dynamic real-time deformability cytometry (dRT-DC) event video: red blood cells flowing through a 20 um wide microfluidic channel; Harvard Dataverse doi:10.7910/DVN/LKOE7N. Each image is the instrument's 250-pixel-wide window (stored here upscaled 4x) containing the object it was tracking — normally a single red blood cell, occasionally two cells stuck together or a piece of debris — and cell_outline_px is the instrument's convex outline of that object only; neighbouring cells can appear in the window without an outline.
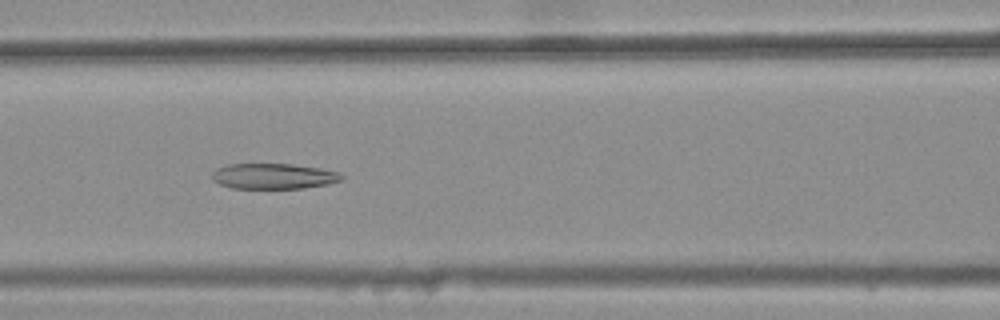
{"species": "common noctule bat (a hibernating species)", "species_latin": "Nyctalus noctula", "temperature_condition": "warm", "stored_images_in_passage": 43, "camera_frame_rate_fps": 3000, "um_per_image_px": 0.085, "animal": {"sex": "female", "body_mass_g": 25.1}, "frame": {"image": 1, "passage_image": 21, "time_ms": 6.667, "image_size_px": [1000, 320], "cell_outline_px": [[344, 180], [328, 184], [304, 188], [232, 188], [220, 184], [212, 180], [212, 172], [216, 168], [228, 164], [292, 164], [320, 168], [340, 172], [344, 176]], "centroid_in_image_um": [23.28, 14.97], "position_along_channel_um": 143.3, "area_um2": 19.42}}
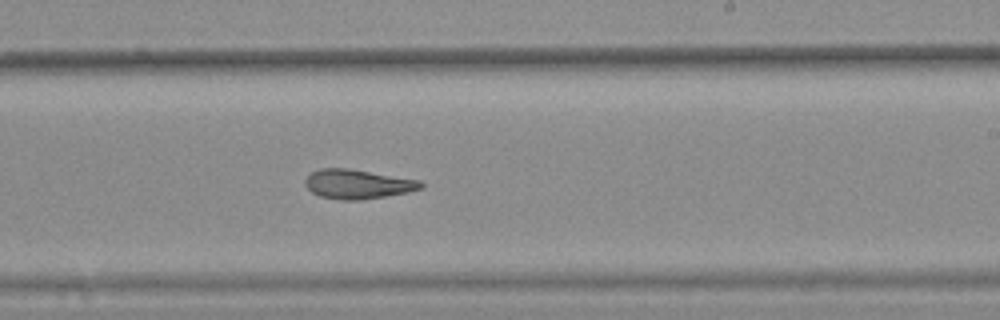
{"frame": {"image": 2, "passage_image": 30, "time_ms": 9.667, "image_size_px": [1000, 320], "cell_outline_px": [[424, 188], [408, 192], [360, 200], [340, 200], [320, 196], [312, 192], [304, 184], [304, 180], [312, 172], [320, 168], [348, 168], [420, 180], [424, 184]], "centroid_in_image_um": [30.41, 15.65], "position_along_channel_um": 258.6, "area_um2": 19.77}}
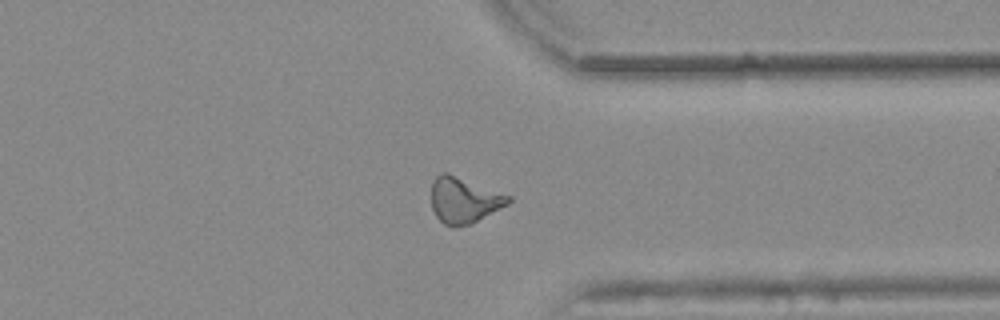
{"frame": {"image": 3, "passage_image": 39, "time_ms": 12.667, "image_size_px": [1000, 320], "cell_outline_px": [[512, 200], [508, 204], [472, 224], [444, 224], [436, 216], [432, 208], [432, 180], [440, 172], [448, 172], [512, 196]], "centroid_in_image_um": [39.45, 16.97], "position_along_channel_um": 371.9, "area_um2": 20.46}, "authors_computed_cell_mechanics": {"area_um2": 20.4034, "velocity_mm_per_s": 3.8516, "shape_relaxation_time_tau1_ms": null, "shape_relaxation_time_tau2_ms": 6.2744, "deformation_change_tau1": null, "deformation_change_tau2": 0.1757}}